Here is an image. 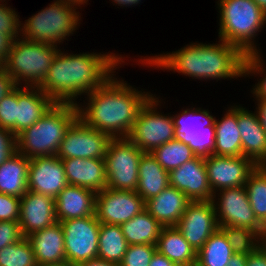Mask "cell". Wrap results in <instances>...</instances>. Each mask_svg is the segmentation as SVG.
<instances>
[{
	"mask_svg": "<svg viewBox=\"0 0 266 266\" xmlns=\"http://www.w3.org/2000/svg\"><path fill=\"white\" fill-rule=\"evenodd\" d=\"M220 44H191L171 54L142 60V63L174 70L201 78H228L263 72L258 54L245 55L236 46L220 40Z\"/></svg>",
	"mask_w": 266,
	"mask_h": 266,
	"instance_id": "obj_1",
	"label": "cell"
},
{
	"mask_svg": "<svg viewBox=\"0 0 266 266\" xmlns=\"http://www.w3.org/2000/svg\"><path fill=\"white\" fill-rule=\"evenodd\" d=\"M120 61L114 54L67 55L58 51L38 87L56 103L77 104L75 97L91 93L102 85Z\"/></svg>",
	"mask_w": 266,
	"mask_h": 266,
	"instance_id": "obj_2",
	"label": "cell"
},
{
	"mask_svg": "<svg viewBox=\"0 0 266 266\" xmlns=\"http://www.w3.org/2000/svg\"><path fill=\"white\" fill-rule=\"evenodd\" d=\"M112 78L110 76L87 94L88 106L84 110L78 105V114L88 126L108 133L112 138L128 137L140 109L152 95L143 94Z\"/></svg>",
	"mask_w": 266,
	"mask_h": 266,
	"instance_id": "obj_3",
	"label": "cell"
},
{
	"mask_svg": "<svg viewBox=\"0 0 266 266\" xmlns=\"http://www.w3.org/2000/svg\"><path fill=\"white\" fill-rule=\"evenodd\" d=\"M78 117L77 104L55 103L42 118L16 136V151L29 159L56 155Z\"/></svg>",
	"mask_w": 266,
	"mask_h": 266,
	"instance_id": "obj_4",
	"label": "cell"
},
{
	"mask_svg": "<svg viewBox=\"0 0 266 266\" xmlns=\"http://www.w3.org/2000/svg\"><path fill=\"white\" fill-rule=\"evenodd\" d=\"M219 38L245 55L258 54L252 38L266 23V13L252 0H219Z\"/></svg>",
	"mask_w": 266,
	"mask_h": 266,
	"instance_id": "obj_5",
	"label": "cell"
},
{
	"mask_svg": "<svg viewBox=\"0 0 266 266\" xmlns=\"http://www.w3.org/2000/svg\"><path fill=\"white\" fill-rule=\"evenodd\" d=\"M20 40L17 38L13 41L2 67L12 77L16 86H19L22 80L26 82V86L31 82L30 87H38L47 76L58 51L61 50L56 48L57 45L32 42L24 38Z\"/></svg>",
	"mask_w": 266,
	"mask_h": 266,
	"instance_id": "obj_6",
	"label": "cell"
},
{
	"mask_svg": "<svg viewBox=\"0 0 266 266\" xmlns=\"http://www.w3.org/2000/svg\"><path fill=\"white\" fill-rule=\"evenodd\" d=\"M73 6L76 5L64 0H57L30 17L22 26L24 39L52 45L63 41L75 30L79 21V13Z\"/></svg>",
	"mask_w": 266,
	"mask_h": 266,
	"instance_id": "obj_7",
	"label": "cell"
},
{
	"mask_svg": "<svg viewBox=\"0 0 266 266\" xmlns=\"http://www.w3.org/2000/svg\"><path fill=\"white\" fill-rule=\"evenodd\" d=\"M143 153L127 137L112 138L104 158L107 188L136 191L139 161Z\"/></svg>",
	"mask_w": 266,
	"mask_h": 266,
	"instance_id": "obj_8",
	"label": "cell"
},
{
	"mask_svg": "<svg viewBox=\"0 0 266 266\" xmlns=\"http://www.w3.org/2000/svg\"><path fill=\"white\" fill-rule=\"evenodd\" d=\"M158 100L153 96L140 109L134 126L127 137L142 152H152L164 143L176 139L172 117L156 112Z\"/></svg>",
	"mask_w": 266,
	"mask_h": 266,
	"instance_id": "obj_9",
	"label": "cell"
},
{
	"mask_svg": "<svg viewBox=\"0 0 266 266\" xmlns=\"http://www.w3.org/2000/svg\"><path fill=\"white\" fill-rule=\"evenodd\" d=\"M65 242L66 262L79 265L98 258L100 223L95 215L60 221Z\"/></svg>",
	"mask_w": 266,
	"mask_h": 266,
	"instance_id": "obj_10",
	"label": "cell"
},
{
	"mask_svg": "<svg viewBox=\"0 0 266 266\" xmlns=\"http://www.w3.org/2000/svg\"><path fill=\"white\" fill-rule=\"evenodd\" d=\"M111 139L108 133L88 126L78 117L67 130L56 155L60 159H104Z\"/></svg>",
	"mask_w": 266,
	"mask_h": 266,
	"instance_id": "obj_11",
	"label": "cell"
},
{
	"mask_svg": "<svg viewBox=\"0 0 266 266\" xmlns=\"http://www.w3.org/2000/svg\"><path fill=\"white\" fill-rule=\"evenodd\" d=\"M144 209L145 202L136 191L105 188L96 194L95 216L99 223L121 225Z\"/></svg>",
	"mask_w": 266,
	"mask_h": 266,
	"instance_id": "obj_12",
	"label": "cell"
},
{
	"mask_svg": "<svg viewBox=\"0 0 266 266\" xmlns=\"http://www.w3.org/2000/svg\"><path fill=\"white\" fill-rule=\"evenodd\" d=\"M219 200L220 204L217 207L214 204L215 199H212L216 216H219V218L217 217L219 227H246L252 229L258 235L262 234L266 229L254 214L245 186L220 190Z\"/></svg>",
	"mask_w": 266,
	"mask_h": 266,
	"instance_id": "obj_13",
	"label": "cell"
},
{
	"mask_svg": "<svg viewBox=\"0 0 266 266\" xmlns=\"http://www.w3.org/2000/svg\"><path fill=\"white\" fill-rule=\"evenodd\" d=\"M175 227L197 253L219 229L213 201H191Z\"/></svg>",
	"mask_w": 266,
	"mask_h": 266,
	"instance_id": "obj_14",
	"label": "cell"
},
{
	"mask_svg": "<svg viewBox=\"0 0 266 266\" xmlns=\"http://www.w3.org/2000/svg\"><path fill=\"white\" fill-rule=\"evenodd\" d=\"M208 182L213 194L218 190L245 186L250 173L256 164L249 158L242 156L204 157ZM215 190V192H214Z\"/></svg>",
	"mask_w": 266,
	"mask_h": 266,
	"instance_id": "obj_15",
	"label": "cell"
},
{
	"mask_svg": "<svg viewBox=\"0 0 266 266\" xmlns=\"http://www.w3.org/2000/svg\"><path fill=\"white\" fill-rule=\"evenodd\" d=\"M68 185L65 170L57 155L30 159L28 190L53 199Z\"/></svg>",
	"mask_w": 266,
	"mask_h": 266,
	"instance_id": "obj_16",
	"label": "cell"
},
{
	"mask_svg": "<svg viewBox=\"0 0 266 266\" xmlns=\"http://www.w3.org/2000/svg\"><path fill=\"white\" fill-rule=\"evenodd\" d=\"M169 185L177 188L191 201L212 200L213 194L208 182L205 160L196 156L169 172Z\"/></svg>",
	"mask_w": 266,
	"mask_h": 266,
	"instance_id": "obj_17",
	"label": "cell"
},
{
	"mask_svg": "<svg viewBox=\"0 0 266 266\" xmlns=\"http://www.w3.org/2000/svg\"><path fill=\"white\" fill-rule=\"evenodd\" d=\"M18 222L24 237L54 225L57 222L55 199L28 190L20 198Z\"/></svg>",
	"mask_w": 266,
	"mask_h": 266,
	"instance_id": "obj_18",
	"label": "cell"
},
{
	"mask_svg": "<svg viewBox=\"0 0 266 266\" xmlns=\"http://www.w3.org/2000/svg\"><path fill=\"white\" fill-rule=\"evenodd\" d=\"M67 183L100 192L107 188L105 159H62Z\"/></svg>",
	"mask_w": 266,
	"mask_h": 266,
	"instance_id": "obj_19",
	"label": "cell"
},
{
	"mask_svg": "<svg viewBox=\"0 0 266 266\" xmlns=\"http://www.w3.org/2000/svg\"><path fill=\"white\" fill-rule=\"evenodd\" d=\"M38 266L66 263L63 228L60 222L34 232L27 237Z\"/></svg>",
	"mask_w": 266,
	"mask_h": 266,
	"instance_id": "obj_20",
	"label": "cell"
},
{
	"mask_svg": "<svg viewBox=\"0 0 266 266\" xmlns=\"http://www.w3.org/2000/svg\"><path fill=\"white\" fill-rule=\"evenodd\" d=\"M237 122L241 135L242 155L257 166L266 165V132L261 126L257 113H250L237 107Z\"/></svg>",
	"mask_w": 266,
	"mask_h": 266,
	"instance_id": "obj_21",
	"label": "cell"
},
{
	"mask_svg": "<svg viewBox=\"0 0 266 266\" xmlns=\"http://www.w3.org/2000/svg\"><path fill=\"white\" fill-rule=\"evenodd\" d=\"M96 192L68 184L55 198L57 222L95 215Z\"/></svg>",
	"mask_w": 266,
	"mask_h": 266,
	"instance_id": "obj_22",
	"label": "cell"
},
{
	"mask_svg": "<svg viewBox=\"0 0 266 266\" xmlns=\"http://www.w3.org/2000/svg\"><path fill=\"white\" fill-rule=\"evenodd\" d=\"M191 200L169 185L157 196L145 202V209L163 227L176 226Z\"/></svg>",
	"mask_w": 266,
	"mask_h": 266,
	"instance_id": "obj_23",
	"label": "cell"
},
{
	"mask_svg": "<svg viewBox=\"0 0 266 266\" xmlns=\"http://www.w3.org/2000/svg\"><path fill=\"white\" fill-rule=\"evenodd\" d=\"M17 101L16 136L36 123L56 103L39 87L34 86L22 89L17 86Z\"/></svg>",
	"mask_w": 266,
	"mask_h": 266,
	"instance_id": "obj_24",
	"label": "cell"
},
{
	"mask_svg": "<svg viewBox=\"0 0 266 266\" xmlns=\"http://www.w3.org/2000/svg\"><path fill=\"white\" fill-rule=\"evenodd\" d=\"M136 193L146 202L169 186V172L150 152H144L139 161Z\"/></svg>",
	"mask_w": 266,
	"mask_h": 266,
	"instance_id": "obj_25",
	"label": "cell"
},
{
	"mask_svg": "<svg viewBox=\"0 0 266 266\" xmlns=\"http://www.w3.org/2000/svg\"><path fill=\"white\" fill-rule=\"evenodd\" d=\"M29 163V158L16 151L0 165V193L21 198L28 191Z\"/></svg>",
	"mask_w": 266,
	"mask_h": 266,
	"instance_id": "obj_26",
	"label": "cell"
},
{
	"mask_svg": "<svg viewBox=\"0 0 266 266\" xmlns=\"http://www.w3.org/2000/svg\"><path fill=\"white\" fill-rule=\"evenodd\" d=\"M221 121L215 119V148L213 155L242 156L241 135L237 122V106L228 110Z\"/></svg>",
	"mask_w": 266,
	"mask_h": 266,
	"instance_id": "obj_27",
	"label": "cell"
},
{
	"mask_svg": "<svg viewBox=\"0 0 266 266\" xmlns=\"http://www.w3.org/2000/svg\"><path fill=\"white\" fill-rule=\"evenodd\" d=\"M156 250L177 266L196 265V252L175 226L162 227Z\"/></svg>",
	"mask_w": 266,
	"mask_h": 266,
	"instance_id": "obj_28",
	"label": "cell"
},
{
	"mask_svg": "<svg viewBox=\"0 0 266 266\" xmlns=\"http://www.w3.org/2000/svg\"><path fill=\"white\" fill-rule=\"evenodd\" d=\"M120 226L129 245H156L163 227L146 209Z\"/></svg>",
	"mask_w": 266,
	"mask_h": 266,
	"instance_id": "obj_29",
	"label": "cell"
},
{
	"mask_svg": "<svg viewBox=\"0 0 266 266\" xmlns=\"http://www.w3.org/2000/svg\"><path fill=\"white\" fill-rule=\"evenodd\" d=\"M128 246L120 225L100 223L98 258L120 264Z\"/></svg>",
	"mask_w": 266,
	"mask_h": 266,
	"instance_id": "obj_30",
	"label": "cell"
},
{
	"mask_svg": "<svg viewBox=\"0 0 266 266\" xmlns=\"http://www.w3.org/2000/svg\"><path fill=\"white\" fill-rule=\"evenodd\" d=\"M233 255L225 234L218 229L196 253V266H227Z\"/></svg>",
	"mask_w": 266,
	"mask_h": 266,
	"instance_id": "obj_31",
	"label": "cell"
},
{
	"mask_svg": "<svg viewBox=\"0 0 266 266\" xmlns=\"http://www.w3.org/2000/svg\"><path fill=\"white\" fill-rule=\"evenodd\" d=\"M249 203L257 220L266 228V165H258L245 183Z\"/></svg>",
	"mask_w": 266,
	"mask_h": 266,
	"instance_id": "obj_32",
	"label": "cell"
},
{
	"mask_svg": "<svg viewBox=\"0 0 266 266\" xmlns=\"http://www.w3.org/2000/svg\"><path fill=\"white\" fill-rule=\"evenodd\" d=\"M151 154L166 171L180 167L197 155L193 150L179 139H174L155 148Z\"/></svg>",
	"mask_w": 266,
	"mask_h": 266,
	"instance_id": "obj_33",
	"label": "cell"
},
{
	"mask_svg": "<svg viewBox=\"0 0 266 266\" xmlns=\"http://www.w3.org/2000/svg\"><path fill=\"white\" fill-rule=\"evenodd\" d=\"M175 126V137H195L203 128L215 126V118L206 110H184L178 116H172ZM199 120V122H198ZM202 121V122H201Z\"/></svg>",
	"mask_w": 266,
	"mask_h": 266,
	"instance_id": "obj_34",
	"label": "cell"
},
{
	"mask_svg": "<svg viewBox=\"0 0 266 266\" xmlns=\"http://www.w3.org/2000/svg\"><path fill=\"white\" fill-rule=\"evenodd\" d=\"M0 266H38L27 237L0 249Z\"/></svg>",
	"mask_w": 266,
	"mask_h": 266,
	"instance_id": "obj_35",
	"label": "cell"
},
{
	"mask_svg": "<svg viewBox=\"0 0 266 266\" xmlns=\"http://www.w3.org/2000/svg\"><path fill=\"white\" fill-rule=\"evenodd\" d=\"M219 229L225 234L234 254L249 255L259 247L256 240L259 235L252 229L237 226H221Z\"/></svg>",
	"mask_w": 266,
	"mask_h": 266,
	"instance_id": "obj_36",
	"label": "cell"
},
{
	"mask_svg": "<svg viewBox=\"0 0 266 266\" xmlns=\"http://www.w3.org/2000/svg\"><path fill=\"white\" fill-rule=\"evenodd\" d=\"M197 156L206 157L213 154L215 148V126L203 128L195 137H180Z\"/></svg>",
	"mask_w": 266,
	"mask_h": 266,
	"instance_id": "obj_37",
	"label": "cell"
},
{
	"mask_svg": "<svg viewBox=\"0 0 266 266\" xmlns=\"http://www.w3.org/2000/svg\"><path fill=\"white\" fill-rule=\"evenodd\" d=\"M17 86L0 100V127L16 136Z\"/></svg>",
	"mask_w": 266,
	"mask_h": 266,
	"instance_id": "obj_38",
	"label": "cell"
},
{
	"mask_svg": "<svg viewBox=\"0 0 266 266\" xmlns=\"http://www.w3.org/2000/svg\"><path fill=\"white\" fill-rule=\"evenodd\" d=\"M156 245H129L119 266H149Z\"/></svg>",
	"mask_w": 266,
	"mask_h": 266,
	"instance_id": "obj_39",
	"label": "cell"
},
{
	"mask_svg": "<svg viewBox=\"0 0 266 266\" xmlns=\"http://www.w3.org/2000/svg\"><path fill=\"white\" fill-rule=\"evenodd\" d=\"M20 198L0 193V222L19 220Z\"/></svg>",
	"mask_w": 266,
	"mask_h": 266,
	"instance_id": "obj_40",
	"label": "cell"
},
{
	"mask_svg": "<svg viewBox=\"0 0 266 266\" xmlns=\"http://www.w3.org/2000/svg\"><path fill=\"white\" fill-rule=\"evenodd\" d=\"M23 237L19 222H0V249L6 247L7 245L17 243Z\"/></svg>",
	"mask_w": 266,
	"mask_h": 266,
	"instance_id": "obj_41",
	"label": "cell"
},
{
	"mask_svg": "<svg viewBox=\"0 0 266 266\" xmlns=\"http://www.w3.org/2000/svg\"><path fill=\"white\" fill-rule=\"evenodd\" d=\"M19 18L16 12L6 7L4 4H0V31L4 34H18L19 27Z\"/></svg>",
	"mask_w": 266,
	"mask_h": 266,
	"instance_id": "obj_42",
	"label": "cell"
},
{
	"mask_svg": "<svg viewBox=\"0 0 266 266\" xmlns=\"http://www.w3.org/2000/svg\"><path fill=\"white\" fill-rule=\"evenodd\" d=\"M16 152V136L0 127V165Z\"/></svg>",
	"mask_w": 266,
	"mask_h": 266,
	"instance_id": "obj_43",
	"label": "cell"
},
{
	"mask_svg": "<svg viewBox=\"0 0 266 266\" xmlns=\"http://www.w3.org/2000/svg\"><path fill=\"white\" fill-rule=\"evenodd\" d=\"M17 36V34H4L0 31V66L6 62L13 41Z\"/></svg>",
	"mask_w": 266,
	"mask_h": 266,
	"instance_id": "obj_44",
	"label": "cell"
},
{
	"mask_svg": "<svg viewBox=\"0 0 266 266\" xmlns=\"http://www.w3.org/2000/svg\"><path fill=\"white\" fill-rule=\"evenodd\" d=\"M15 87L16 85L14 84L12 77L7 74L2 66H0V100Z\"/></svg>",
	"mask_w": 266,
	"mask_h": 266,
	"instance_id": "obj_45",
	"label": "cell"
},
{
	"mask_svg": "<svg viewBox=\"0 0 266 266\" xmlns=\"http://www.w3.org/2000/svg\"><path fill=\"white\" fill-rule=\"evenodd\" d=\"M246 266H266V254L257 247L251 254L247 255Z\"/></svg>",
	"mask_w": 266,
	"mask_h": 266,
	"instance_id": "obj_46",
	"label": "cell"
},
{
	"mask_svg": "<svg viewBox=\"0 0 266 266\" xmlns=\"http://www.w3.org/2000/svg\"><path fill=\"white\" fill-rule=\"evenodd\" d=\"M149 266H177V265L156 250L149 263Z\"/></svg>",
	"mask_w": 266,
	"mask_h": 266,
	"instance_id": "obj_47",
	"label": "cell"
},
{
	"mask_svg": "<svg viewBox=\"0 0 266 266\" xmlns=\"http://www.w3.org/2000/svg\"><path fill=\"white\" fill-rule=\"evenodd\" d=\"M257 100L259 101L257 115L259 117L262 128L266 132V100L260 98H258Z\"/></svg>",
	"mask_w": 266,
	"mask_h": 266,
	"instance_id": "obj_48",
	"label": "cell"
},
{
	"mask_svg": "<svg viewBox=\"0 0 266 266\" xmlns=\"http://www.w3.org/2000/svg\"><path fill=\"white\" fill-rule=\"evenodd\" d=\"M77 266H119V264L106 261L100 258L90 259L86 262L80 263Z\"/></svg>",
	"mask_w": 266,
	"mask_h": 266,
	"instance_id": "obj_49",
	"label": "cell"
},
{
	"mask_svg": "<svg viewBox=\"0 0 266 266\" xmlns=\"http://www.w3.org/2000/svg\"><path fill=\"white\" fill-rule=\"evenodd\" d=\"M253 90V94H255L257 98L266 100V76L262 79V81L260 80V83L258 82L257 86Z\"/></svg>",
	"mask_w": 266,
	"mask_h": 266,
	"instance_id": "obj_50",
	"label": "cell"
},
{
	"mask_svg": "<svg viewBox=\"0 0 266 266\" xmlns=\"http://www.w3.org/2000/svg\"><path fill=\"white\" fill-rule=\"evenodd\" d=\"M247 255L234 254L227 266H246Z\"/></svg>",
	"mask_w": 266,
	"mask_h": 266,
	"instance_id": "obj_51",
	"label": "cell"
},
{
	"mask_svg": "<svg viewBox=\"0 0 266 266\" xmlns=\"http://www.w3.org/2000/svg\"><path fill=\"white\" fill-rule=\"evenodd\" d=\"M258 239L261 240L259 244L260 249L266 254V229L262 234L259 235Z\"/></svg>",
	"mask_w": 266,
	"mask_h": 266,
	"instance_id": "obj_52",
	"label": "cell"
},
{
	"mask_svg": "<svg viewBox=\"0 0 266 266\" xmlns=\"http://www.w3.org/2000/svg\"><path fill=\"white\" fill-rule=\"evenodd\" d=\"M140 0H114V3H117L119 5H133L138 4Z\"/></svg>",
	"mask_w": 266,
	"mask_h": 266,
	"instance_id": "obj_53",
	"label": "cell"
},
{
	"mask_svg": "<svg viewBox=\"0 0 266 266\" xmlns=\"http://www.w3.org/2000/svg\"><path fill=\"white\" fill-rule=\"evenodd\" d=\"M266 13V0H252Z\"/></svg>",
	"mask_w": 266,
	"mask_h": 266,
	"instance_id": "obj_54",
	"label": "cell"
},
{
	"mask_svg": "<svg viewBox=\"0 0 266 266\" xmlns=\"http://www.w3.org/2000/svg\"><path fill=\"white\" fill-rule=\"evenodd\" d=\"M72 4H78L79 6L82 5L83 3H86V0H64ZM88 1V0H87Z\"/></svg>",
	"mask_w": 266,
	"mask_h": 266,
	"instance_id": "obj_55",
	"label": "cell"
},
{
	"mask_svg": "<svg viewBox=\"0 0 266 266\" xmlns=\"http://www.w3.org/2000/svg\"><path fill=\"white\" fill-rule=\"evenodd\" d=\"M50 266H76V265H73V264H70V263H63V264H59V265H50Z\"/></svg>",
	"mask_w": 266,
	"mask_h": 266,
	"instance_id": "obj_56",
	"label": "cell"
}]
</instances>
